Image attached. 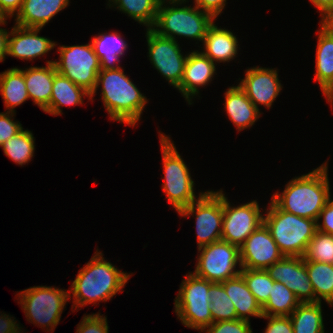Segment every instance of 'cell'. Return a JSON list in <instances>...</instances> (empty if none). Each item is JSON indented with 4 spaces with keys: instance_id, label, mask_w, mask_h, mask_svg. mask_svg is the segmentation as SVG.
Returning a JSON list of instances; mask_svg holds the SVG:
<instances>
[{
    "instance_id": "1",
    "label": "cell",
    "mask_w": 333,
    "mask_h": 333,
    "mask_svg": "<svg viewBox=\"0 0 333 333\" xmlns=\"http://www.w3.org/2000/svg\"><path fill=\"white\" fill-rule=\"evenodd\" d=\"M130 274L118 270L104 259L103 253L97 251L86 265L79 270L71 284L69 293L73 295L72 309L82 308L87 304L110 300L126 285Z\"/></svg>"
},
{
    "instance_id": "2",
    "label": "cell",
    "mask_w": 333,
    "mask_h": 333,
    "mask_svg": "<svg viewBox=\"0 0 333 333\" xmlns=\"http://www.w3.org/2000/svg\"><path fill=\"white\" fill-rule=\"evenodd\" d=\"M328 165L325 162L311 172L290 180L284 191L272 200L284 211L317 221L330 198Z\"/></svg>"
},
{
    "instance_id": "3",
    "label": "cell",
    "mask_w": 333,
    "mask_h": 333,
    "mask_svg": "<svg viewBox=\"0 0 333 333\" xmlns=\"http://www.w3.org/2000/svg\"><path fill=\"white\" fill-rule=\"evenodd\" d=\"M99 85L102 88V102L111 120L134 127L140 121L142 111L148 102L146 96L126 76L121 67L101 70L98 73L96 86L89 100L93 99Z\"/></svg>"
},
{
    "instance_id": "4",
    "label": "cell",
    "mask_w": 333,
    "mask_h": 333,
    "mask_svg": "<svg viewBox=\"0 0 333 333\" xmlns=\"http://www.w3.org/2000/svg\"><path fill=\"white\" fill-rule=\"evenodd\" d=\"M264 223L284 256L303 257L317 231V221L282 210L272 199Z\"/></svg>"
},
{
    "instance_id": "5",
    "label": "cell",
    "mask_w": 333,
    "mask_h": 333,
    "mask_svg": "<svg viewBox=\"0 0 333 333\" xmlns=\"http://www.w3.org/2000/svg\"><path fill=\"white\" fill-rule=\"evenodd\" d=\"M167 4L172 6H166L165 3L159 4L152 30L160 36L173 40H177V35L203 42L209 27L215 23L216 19L195 5L179 7L181 3Z\"/></svg>"
},
{
    "instance_id": "6",
    "label": "cell",
    "mask_w": 333,
    "mask_h": 333,
    "mask_svg": "<svg viewBox=\"0 0 333 333\" xmlns=\"http://www.w3.org/2000/svg\"><path fill=\"white\" fill-rule=\"evenodd\" d=\"M213 282L189 272L174 300L175 313L185 327L203 331L212 323L209 288Z\"/></svg>"
},
{
    "instance_id": "7",
    "label": "cell",
    "mask_w": 333,
    "mask_h": 333,
    "mask_svg": "<svg viewBox=\"0 0 333 333\" xmlns=\"http://www.w3.org/2000/svg\"><path fill=\"white\" fill-rule=\"evenodd\" d=\"M164 168L163 191L168 202L179 212L197 200L194 181L170 137L159 134Z\"/></svg>"
},
{
    "instance_id": "8",
    "label": "cell",
    "mask_w": 333,
    "mask_h": 333,
    "mask_svg": "<svg viewBox=\"0 0 333 333\" xmlns=\"http://www.w3.org/2000/svg\"><path fill=\"white\" fill-rule=\"evenodd\" d=\"M17 296L27 321L41 326L40 328H47V331L51 332L58 325L71 293L54 286H33L21 290Z\"/></svg>"
},
{
    "instance_id": "9",
    "label": "cell",
    "mask_w": 333,
    "mask_h": 333,
    "mask_svg": "<svg viewBox=\"0 0 333 333\" xmlns=\"http://www.w3.org/2000/svg\"><path fill=\"white\" fill-rule=\"evenodd\" d=\"M58 52L59 60L54 61L56 71L91 94L95 89L98 73L101 71L100 60L94 52L92 43L61 45L58 47Z\"/></svg>"
},
{
    "instance_id": "10",
    "label": "cell",
    "mask_w": 333,
    "mask_h": 333,
    "mask_svg": "<svg viewBox=\"0 0 333 333\" xmlns=\"http://www.w3.org/2000/svg\"><path fill=\"white\" fill-rule=\"evenodd\" d=\"M180 216H196L197 248L221 240L223 223V191L200 192L197 200L181 209Z\"/></svg>"
},
{
    "instance_id": "11",
    "label": "cell",
    "mask_w": 333,
    "mask_h": 333,
    "mask_svg": "<svg viewBox=\"0 0 333 333\" xmlns=\"http://www.w3.org/2000/svg\"><path fill=\"white\" fill-rule=\"evenodd\" d=\"M201 251V252H200ZM197 264L193 272L198 277L221 283L240 274V248L219 240L198 248ZM239 265V270L235 269Z\"/></svg>"
},
{
    "instance_id": "12",
    "label": "cell",
    "mask_w": 333,
    "mask_h": 333,
    "mask_svg": "<svg viewBox=\"0 0 333 333\" xmlns=\"http://www.w3.org/2000/svg\"><path fill=\"white\" fill-rule=\"evenodd\" d=\"M146 39L150 63L177 88L182 81L188 55L183 56L178 40L160 36L152 28L146 30Z\"/></svg>"
},
{
    "instance_id": "13",
    "label": "cell",
    "mask_w": 333,
    "mask_h": 333,
    "mask_svg": "<svg viewBox=\"0 0 333 333\" xmlns=\"http://www.w3.org/2000/svg\"><path fill=\"white\" fill-rule=\"evenodd\" d=\"M261 210L256 200L232 207L223 193L221 240L240 248L248 236L264 223Z\"/></svg>"
},
{
    "instance_id": "14",
    "label": "cell",
    "mask_w": 333,
    "mask_h": 333,
    "mask_svg": "<svg viewBox=\"0 0 333 333\" xmlns=\"http://www.w3.org/2000/svg\"><path fill=\"white\" fill-rule=\"evenodd\" d=\"M283 257L265 223L251 233L240 247L241 268L245 269L266 270Z\"/></svg>"
},
{
    "instance_id": "15",
    "label": "cell",
    "mask_w": 333,
    "mask_h": 333,
    "mask_svg": "<svg viewBox=\"0 0 333 333\" xmlns=\"http://www.w3.org/2000/svg\"><path fill=\"white\" fill-rule=\"evenodd\" d=\"M266 271L274 281L289 288L300 303L315 302V293L303 257L284 256Z\"/></svg>"
},
{
    "instance_id": "16",
    "label": "cell",
    "mask_w": 333,
    "mask_h": 333,
    "mask_svg": "<svg viewBox=\"0 0 333 333\" xmlns=\"http://www.w3.org/2000/svg\"><path fill=\"white\" fill-rule=\"evenodd\" d=\"M278 71L270 68L252 67L246 69L245 78L238 84L253 105L270 108L282 90Z\"/></svg>"
},
{
    "instance_id": "17",
    "label": "cell",
    "mask_w": 333,
    "mask_h": 333,
    "mask_svg": "<svg viewBox=\"0 0 333 333\" xmlns=\"http://www.w3.org/2000/svg\"><path fill=\"white\" fill-rule=\"evenodd\" d=\"M40 30L41 28L22 27L15 24L9 32L7 55L31 61L54 49L57 44L46 37L38 36Z\"/></svg>"
},
{
    "instance_id": "18",
    "label": "cell",
    "mask_w": 333,
    "mask_h": 333,
    "mask_svg": "<svg viewBox=\"0 0 333 333\" xmlns=\"http://www.w3.org/2000/svg\"><path fill=\"white\" fill-rule=\"evenodd\" d=\"M216 64L198 50L188 53L184 75L180 85L176 88L191 105L193 96L199 93L198 87L208 85L216 74ZM215 73V74H214ZM214 75V76H213Z\"/></svg>"
},
{
    "instance_id": "19",
    "label": "cell",
    "mask_w": 333,
    "mask_h": 333,
    "mask_svg": "<svg viewBox=\"0 0 333 333\" xmlns=\"http://www.w3.org/2000/svg\"><path fill=\"white\" fill-rule=\"evenodd\" d=\"M68 5L69 0H23L22 7L16 15V25L42 29Z\"/></svg>"
},
{
    "instance_id": "20",
    "label": "cell",
    "mask_w": 333,
    "mask_h": 333,
    "mask_svg": "<svg viewBox=\"0 0 333 333\" xmlns=\"http://www.w3.org/2000/svg\"><path fill=\"white\" fill-rule=\"evenodd\" d=\"M56 67L54 61L46 62L45 67H29L24 70V79L29 99L42 111L49 105Z\"/></svg>"
},
{
    "instance_id": "21",
    "label": "cell",
    "mask_w": 333,
    "mask_h": 333,
    "mask_svg": "<svg viewBox=\"0 0 333 333\" xmlns=\"http://www.w3.org/2000/svg\"><path fill=\"white\" fill-rule=\"evenodd\" d=\"M224 104L229 119L238 131L252 127L261 115L239 85L227 89Z\"/></svg>"
},
{
    "instance_id": "22",
    "label": "cell",
    "mask_w": 333,
    "mask_h": 333,
    "mask_svg": "<svg viewBox=\"0 0 333 333\" xmlns=\"http://www.w3.org/2000/svg\"><path fill=\"white\" fill-rule=\"evenodd\" d=\"M203 54L214 63L230 62L238 54V39L225 28L212 24L203 39Z\"/></svg>"
},
{
    "instance_id": "23",
    "label": "cell",
    "mask_w": 333,
    "mask_h": 333,
    "mask_svg": "<svg viewBox=\"0 0 333 333\" xmlns=\"http://www.w3.org/2000/svg\"><path fill=\"white\" fill-rule=\"evenodd\" d=\"M221 283L225 292L233 302L238 319L250 322V316L262 318V307L248 289L241 274Z\"/></svg>"
},
{
    "instance_id": "24",
    "label": "cell",
    "mask_w": 333,
    "mask_h": 333,
    "mask_svg": "<svg viewBox=\"0 0 333 333\" xmlns=\"http://www.w3.org/2000/svg\"><path fill=\"white\" fill-rule=\"evenodd\" d=\"M84 96L90 98V93L56 71L52 85L50 103L43 111L54 116L63 114L61 106L84 104Z\"/></svg>"
},
{
    "instance_id": "25",
    "label": "cell",
    "mask_w": 333,
    "mask_h": 333,
    "mask_svg": "<svg viewBox=\"0 0 333 333\" xmlns=\"http://www.w3.org/2000/svg\"><path fill=\"white\" fill-rule=\"evenodd\" d=\"M95 54L100 60L101 70L118 69L119 58L127 50V43L118 32L101 33L92 38Z\"/></svg>"
},
{
    "instance_id": "26",
    "label": "cell",
    "mask_w": 333,
    "mask_h": 333,
    "mask_svg": "<svg viewBox=\"0 0 333 333\" xmlns=\"http://www.w3.org/2000/svg\"><path fill=\"white\" fill-rule=\"evenodd\" d=\"M315 81L326 96L333 89V35L318 31Z\"/></svg>"
},
{
    "instance_id": "27",
    "label": "cell",
    "mask_w": 333,
    "mask_h": 333,
    "mask_svg": "<svg viewBox=\"0 0 333 333\" xmlns=\"http://www.w3.org/2000/svg\"><path fill=\"white\" fill-rule=\"evenodd\" d=\"M0 93L8 112H15L14 108L29 99L24 70L11 68L0 73Z\"/></svg>"
},
{
    "instance_id": "28",
    "label": "cell",
    "mask_w": 333,
    "mask_h": 333,
    "mask_svg": "<svg viewBox=\"0 0 333 333\" xmlns=\"http://www.w3.org/2000/svg\"><path fill=\"white\" fill-rule=\"evenodd\" d=\"M289 317L294 333H324L321 302L300 303Z\"/></svg>"
},
{
    "instance_id": "29",
    "label": "cell",
    "mask_w": 333,
    "mask_h": 333,
    "mask_svg": "<svg viewBox=\"0 0 333 333\" xmlns=\"http://www.w3.org/2000/svg\"><path fill=\"white\" fill-rule=\"evenodd\" d=\"M305 263L315 293V302L323 299L333 307V264L315 261Z\"/></svg>"
},
{
    "instance_id": "30",
    "label": "cell",
    "mask_w": 333,
    "mask_h": 333,
    "mask_svg": "<svg viewBox=\"0 0 333 333\" xmlns=\"http://www.w3.org/2000/svg\"><path fill=\"white\" fill-rule=\"evenodd\" d=\"M300 304L295 294L283 283L274 281L268 301L262 306L263 316H290Z\"/></svg>"
},
{
    "instance_id": "31",
    "label": "cell",
    "mask_w": 333,
    "mask_h": 333,
    "mask_svg": "<svg viewBox=\"0 0 333 333\" xmlns=\"http://www.w3.org/2000/svg\"><path fill=\"white\" fill-rule=\"evenodd\" d=\"M108 2L109 7L114 4L113 6L128 14L133 20L147 26V29L154 26L160 4L159 0H108Z\"/></svg>"
},
{
    "instance_id": "32",
    "label": "cell",
    "mask_w": 333,
    "mask_h": 333,
    "mask_svg": "<svg viewBox=\"0 0 333 333\" xmlns=\"http://www.w3.org/2000/svg\"><path fill=\"white\" fill-rule=\"evenodd\" d=\"M2 147L4 154L16 164L21 166L30 162L34 156L35 139L31 131L21 130L14 137L4 142Z\"/></svg>"
},
{
    "instance_id": "33",
    "label": "cell",
    "mask_w": 333,
    "mask_h": 333,
    "mask_svg": "<svg viewBox=\"0 0 333 333\" xmlns=\"http://www.w3.org/2000/svg\"><path fill=\"white\" fill-rule=\"evenodd\" d=\"M208 293L211 303L212 323L238 319L233 302L225 292L222 283H212Z\"/></svg>"
},
{
    "instance_id": "34",
    "label": "cell",
    "mask_w": 333,
    "mask_h": 333,
    "mask_svg": "<svg viewBox=\"0 0 333 333\" xmlns=\"http://www.w3.org/2000/svg\"><path fill=\"white\" fill-rule=\"evenodd\" d=\"M303 258L304 261L333 264V235L317 230L308 242Z\"/></svg>"
},
{
    "instance_id": "35",
    "label": "cell",
    "mask_w": 333,
    "mask_h": 333,
    "mask_svg": "<svg viewBox=\"0 0 333 333\" xmlns=\"http://www.w3.org/2000/svg\"><path fill=\"white\" fill-rule=\"evenodd\" d=\"M240 274L243 276L248 289L262 307L268 301L269 292L271 291L274 280L269 276L266 270L241 268Z\"/></svg>"
},
{
    "instance_id": "36",
    "label": "cell",
    "mask_w": 333,
    "mask_h": 333,
    "mask_svg": "<svg viewBox=\"0 0 333 333\" xmlns=\"http://www.w3.org/2000/svg\"><path fill=\"white\" fill-rule=\"evenodd\" d=\"M203 331L206 333H253L249 321L241 319L213 322Z\"/></svg>"
},
{
    "instance_id": "37",
    "label": "cell",
    "mask_w": 333,
    "mask_h": 333,
    "mask_svg": "<svg viewBox=\"0 0 333 333\" xmlns=\"http://www.w3.org/2000/svg\"><path fill=\"white\" fill-rule=\"evenodd\" d=\"M106 316L97 314L84 315L78 324L76 333H109Z\"/></svg>"
},
{
    "instance_id": "38",
    "label": "cell",
    "mask_w": 333,
    "mask_h": 333,
    "mask_svg": "<svg viewBox=\"0 0 333 333\" xmlns=\"http://www.w3.org/2000/svg\"><path fill=\"white\" fill-rule=\"evenodd\" d=\"M15 113L8 111L0 113V146L23 129L19 121L12 120Z\"/></svg>"
},
{
    "instance_id": "39",
    "label": "cell",
    "mask_w": 333,
    "mask_h": 333,
    "mask_svg": "<svg viewBox=\"0 0 333 333\" xmlns=\"http://www.w3.org/2000/svg\"><path fill=\"white\" fill-rule=\"evenodd\" d=\"M268 319L264 333H294L289 316H262Z\"/></svg>"
},
{
    "instance_id": "40",
    "label": "cell",
    "mask_w": 333,
    "mask_h": 333,
    "mask_svg": "<svg viewBox=\"0 0 333 333\" xmlns=\"http://www.w3.org/2000/svg\"><path fill=\"white\" fill-rule=\"evenodd\" d=\"M323 218V219H322ZM322 219V224L319 220ZM317 230L326 234L333 235V201L330 199L321 210L317 219Z\"/></svg>"
},
{
    "instance_id": "41",
    "label": "cell",
    "mask_w": 333,
    "mask_h": 333,
    "mask_svg": "<svg viewBox=\"0 0 333 333\" xmlns=\"http://www.w3.org/2000/svg\"><path fill=\"white\" fill-rule=\"evenodd\" d=\"M195 6L217 18L226 6V0H194Z\"/></svg>"
},
{
    "instance_id": "42",
    "label": "cell",
    "mask_w": 333,
    "mask_h": 333,
    "mask_svg": "<svg viewBox=\"0 0 333 333\" xmlns=\"http://www.w3.org/2000/svg\"><path fill=\"white\" fill-rule=\"evenodd\" d=\"M23 0H0V14L4 19L12 18L20 11Z\"/></svg>"
},
{
    "instance_id": "43",
    "label": "cell",
    "mask_w": 333,
    "mask_h": 333,
    "mask_svg": "<svg viewBox=\"0 0 333 333\" xmlns=\"http://www.w3.org/2000/svg\"><path fill=\"white\" fill-rule=\"evenodd\" d=\"M15 318H12L9 315L1 314L0 315V333H21L19 324L16 323Z\"/></svg>"
},
{
    "instance_id": "44",
    "label": "cell",
    "mask_w": 333,
    "mask_h": 333,
    "mask_svg": "<svg viewBox=\"0 0 333 333\" xmlns=\"http://www.w3.org/2000/svg\"><path fill=\"white\" fill-rule=\"evenodd\" d=\"M320 16L322 17L320 21L321 30L333 35V7L324 10Z\"/></svg>"
},
{
    "instance_id": "45",
    "label": "cell",
    "mask_w": 333,
    "mask_h": 333,
    "mask_svg": "<svg viewBox=\"0 0 333 333\" xmlns=\"http://www.w3.org/2000/svg\"><path fill=\"white\" fill-rule=\"evenodd\" d=\"M8 30L0 28V62H3L5 56H7V47H8Z\"/></svg>"
},
{
    "instance_id": "46",
    "label": "cell",
    "mask_w": 333,
    "mask_h": 333,
    "mask_svg": "<svg viewBox=\"0 0 333 333\" xmlns=\"http://www.w3.org/2000/svg\"><path fill=\"white\" fill-rule=\"evenodd\" d=\"M310 1L321 13L324 10L333 7V0H310Z\"/></svg>"
},
{
    "instance_id": "47",
    "label": "cell",
    "mask_w": 333,
    "mask_h": 333,
    "mask_svg": "<svg viewBox=\"0 0 333 333\" xmlns=\"http://www.w3.org/2000/svg\"><path fill=\"white\" fill-rule=\"evenodd\" d=\"M159 2L160 3H181V4H183V3H185V2H187V0H159Z\"/></svg>"
},
{
    "instance_id": "48",
    "label": "cell",
    "mask_w": 333,
    "mask_h": 333,
    "mask_svg": "<svg viewBox=\"0 0 333 333\" xmlns=\"http://www.w3.org/2000/svg\"><path fill=\"white\" fill-rule=\"evenodd\" d=\"M327 98V101L333 104V89L325 96Z\"/></svg>"
},
{
    "instance_id": "49",
    "label": "cell",
    "mask_w": 333,
    "mask_h": 333,
    "mask_svg": "<svg viewBox=\"0 0 333 333\" xmlns=\"http://www.w3.org/2000/svg\"><path fill=\"white\" fill-rule=\"evenodd\" d=\"M6 22V19H4L3 16L0 14V25H5Z\"/></svg>"
}]
</instances>
